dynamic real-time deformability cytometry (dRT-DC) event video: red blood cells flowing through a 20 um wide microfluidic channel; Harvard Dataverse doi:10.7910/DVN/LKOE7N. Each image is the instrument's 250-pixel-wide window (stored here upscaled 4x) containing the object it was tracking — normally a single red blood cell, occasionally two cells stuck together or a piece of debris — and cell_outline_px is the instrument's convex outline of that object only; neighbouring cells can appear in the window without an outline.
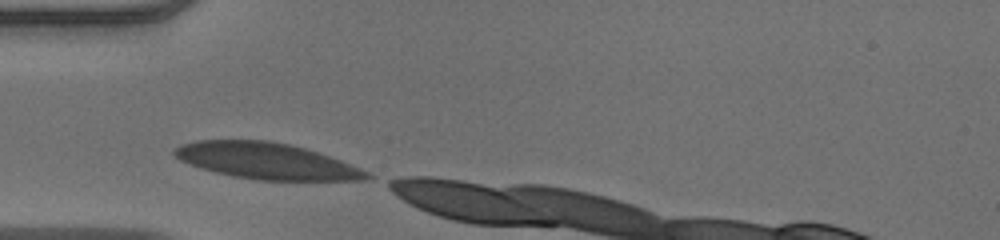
{"species": "human", "species_latin": "Homo sapiens", "temperature_condition": "warm", "stored_images_in_passage": 5, "camera_frame_rate_fps": 3000, "um_per_image_px": 0.085, "donor": {"sex": "male"}, "frame": {"image": 1, "passage_image": 1, "time_ms": 0.0, "image_size_px": [1000, 240], "cell_outline_px": [[372, 176], [364, 180], [256, 180], [232, 176], [216, 172], [180, 160], [172, 152], [176, 148], [184, 144], [200, 140], [268, 140], [288, 144], [304, 148], [340, 160], [368, 172]], "centroid_in_image_um": [22.65, 13.68], "position_along_channel_um": 62.3, "area_um2": 39.88}}
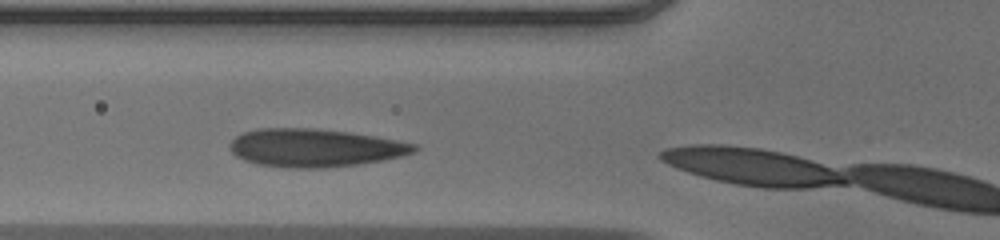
{"frame": {"image": 2, "passage_image": 4, "time_ms": 1.0, "image_size_px": [1000, 240], "cell_outline_px": [[420, 148], [412, 152], [400, 156], [380, 160], [356, 164], [324, 168], [288, 168], [260, 164], [244, 160], [236, 156], [232, 152], [232, 140], [236, 136], [244, 132], [256, 128], [308, 128], [348, 132], [372, 136], [416, 144]], "centroid_in_image_um": [26.73, 12.56], "position_along_channel_um": 99.1, "area_um2": 40.29}}